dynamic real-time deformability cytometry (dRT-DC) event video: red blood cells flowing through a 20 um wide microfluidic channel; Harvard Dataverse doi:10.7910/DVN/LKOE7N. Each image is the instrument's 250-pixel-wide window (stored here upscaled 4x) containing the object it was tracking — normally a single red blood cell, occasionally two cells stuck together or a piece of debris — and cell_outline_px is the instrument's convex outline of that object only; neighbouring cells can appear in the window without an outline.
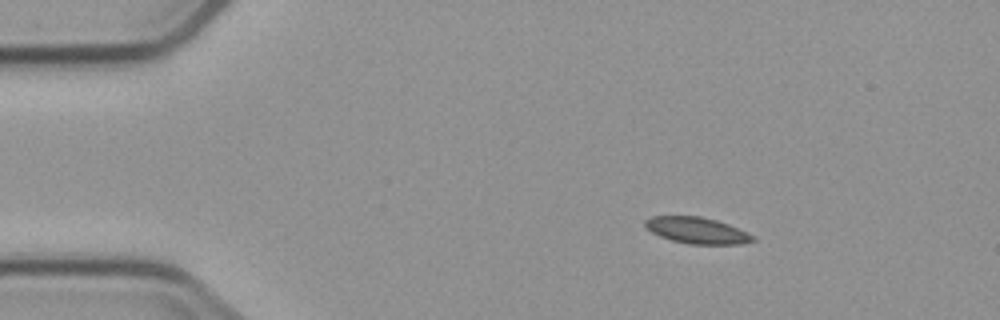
{"species": "common noctule bat (a hibernating species)", "species_latin": "Nyctalus noctula", "temperature_condition": "cold", "stored_images_in_passage": 3, "camera_frame_rate_fps": 3000, "um_per_image_px": 0.085, "animal": {"sex": "male", "body_mass_g": 23.1, "forearm_length_mm": 52.7}, "frame": {"image": 1, "passage_image": 1, "time_ms": 0.0, "image_size_px": [1000, 320], "cell_outline_px": [[756, 240], [740, 244], [688, 244], [672, 240], [660, 236], [652, 232], [644, 224], [644, 220], [652, 216], [700, 216], [716, 220], [728, 224], [752, 236]], "centroid_in_image_um": [59.2, 19.58], "position_along_channel_um": 25.8, "area_um2": 16.24}}